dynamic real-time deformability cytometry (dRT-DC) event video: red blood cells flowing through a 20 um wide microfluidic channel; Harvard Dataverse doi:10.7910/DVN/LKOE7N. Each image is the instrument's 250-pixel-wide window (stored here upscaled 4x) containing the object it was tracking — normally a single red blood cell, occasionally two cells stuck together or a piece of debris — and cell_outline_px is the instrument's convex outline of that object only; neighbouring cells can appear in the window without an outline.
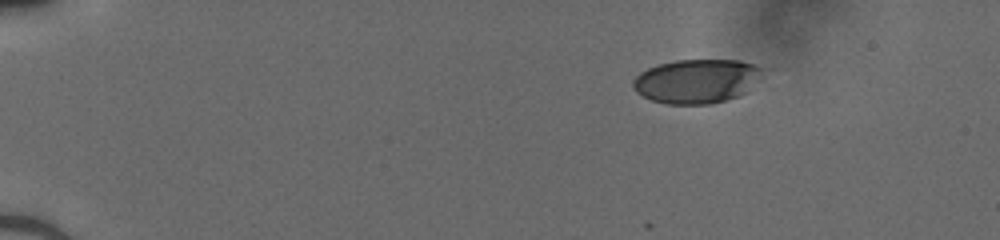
{"species": "human", "species_latin": "Homo sapiens", "temperature_condition": "cold", "stored_images_in_passage": 44, "camera_frame_rate_fps": 3000, "um_per_image_px": 0.085, "donor": {"sex": "male"}, "frame": {"image": 1, "passage_image": 1, "time_ms": 0.0, "image_size_px": [1000, 240], "cell_outline_px": [[760, 68], [744, 92], [736, 96], [724, 100], [708, 104], [668, 104], [652, 100], [636, 92], [632, 84], [632, 80], [640, 72], [648, 68], [660, 64], [676, 60], [740, 60], [752, 64]], "centroid_in_image_um": [59.07, 6.89], "position_along_channel_um": 25.9, "area_um2": 32.19}}
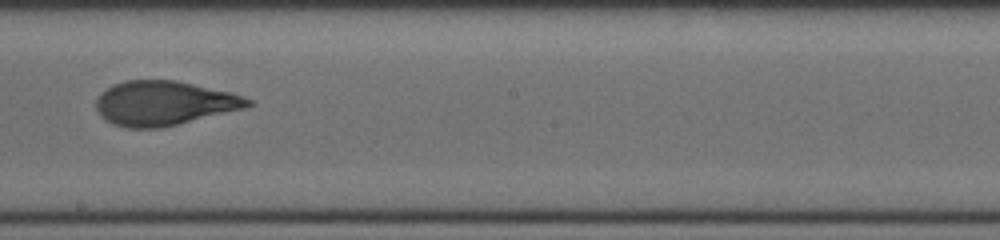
{"frame": {"image": 2, "passage_image": 24, "time_ms": 7.667, "image_size_px": [1000, 240], "cell_outline_px": [[252, 104], [244, 108], [160, 128], [128, 128], [112, 124], [104, 120], [96, 108], [96, 100], [112, 84], [124, 80], [176, 80], [232, 92], [244, 96], [252, 100]], "centroid_in_image_um": [13.93, 8.76], "position_along_channel_um": 234.3, "area_um2": 39.13}}
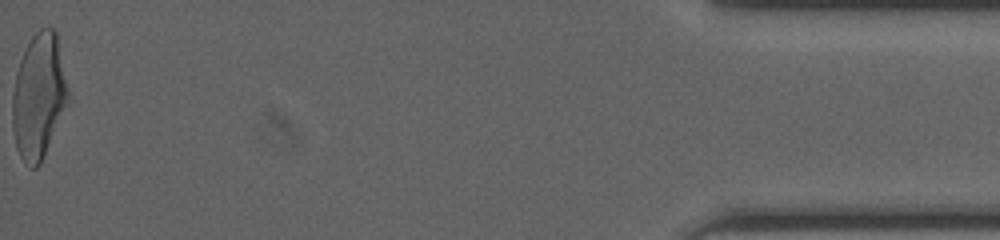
{"frame": {"image": 3, "passage_image": 44, "time_ms": 14.333, "image_size_px": [1000, 240], "cell_outline_px": [[72, 100], [40, 164], [36, 168], [32, 168], [20, 156], [16, 148], [12, 124], [12, 92], [16, 72], [20, 60], [32, 36], [40, 28], [52, 28], [56, 32]], "centroid_in_image_um": [3.33, 8.2], "position_along_channel_um": 431.9, "area_um2": 41.33}}